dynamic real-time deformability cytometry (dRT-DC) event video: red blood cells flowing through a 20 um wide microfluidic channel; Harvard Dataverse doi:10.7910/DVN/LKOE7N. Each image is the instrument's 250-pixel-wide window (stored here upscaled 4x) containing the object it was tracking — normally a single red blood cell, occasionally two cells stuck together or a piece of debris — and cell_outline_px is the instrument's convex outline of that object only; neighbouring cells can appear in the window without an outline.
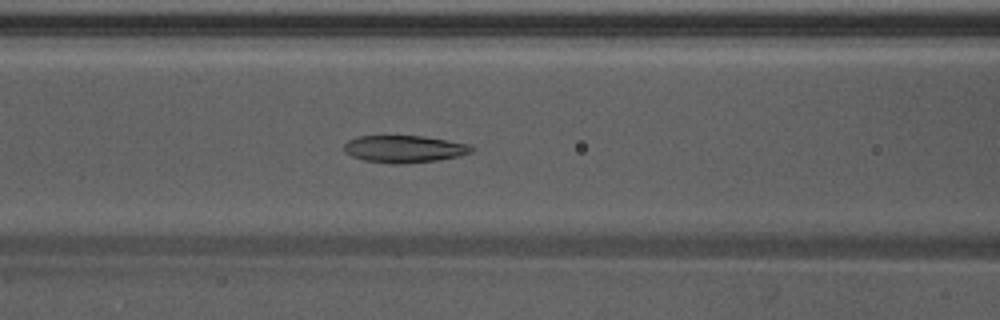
{"species": "Egyptian fruit bat (a non-hibernating species)", "species_latin": "Rousettus aegyptiacus", "temperature_condition": "warm", "stored_images_in_passage": 42, "camera_frame_rate_fps": 3000, "um_per_image_px": 0.085, "animal": {"sex": "male"}, "frame": {"image": 1, "passage_image": 11, "time_ms": 3.333, "image_size_px": [1000, 320], "cell_outline_px": [[476, 148], [472, 152], [460, 156], [440, 160], [396, 164], [388, 164], [364, 160], [352, 156], [344, 152], [344, 144], [348, 140], [360, 136], [424, 136], [472, 144]], "centroid_in_image_um": [34.41, 12.66], "position_along_channel_um": 132.2, "area_um2": 20.46}}
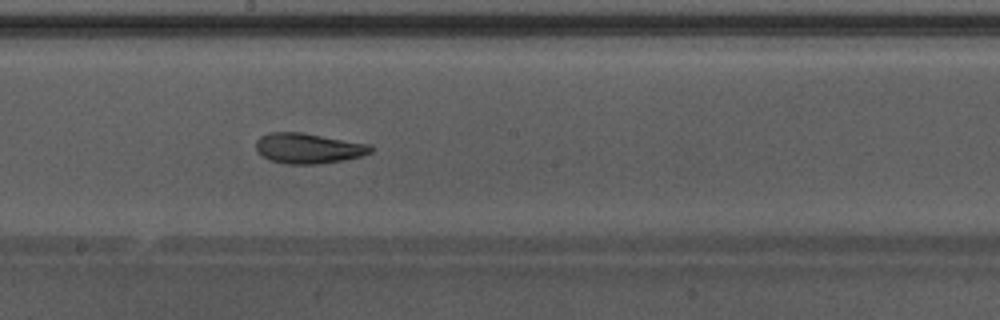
{"frame": {"image": 2, "passage_image": 18, "time_ms": 5.667, "image_size_px": [1000, 320], "cell_outline_px": [[372, 152], [364, 156], [344, 160], [316, 164], [284, 164], [268, 160], [256, 152], [256, 140], [260, 136], [268, 132], [300, 132], [372, 144]], "centroid_in_image_um": [26.2, 12.61], "position_along_channel_um": 222.0, "area_um2": 20.63}}
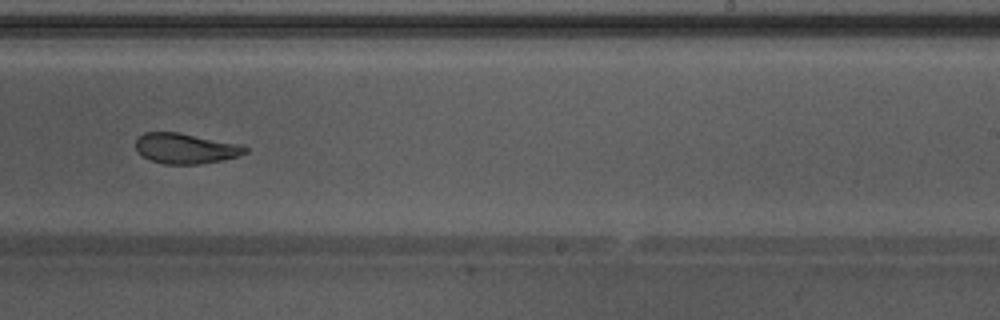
{"frame": {"image": 3, "passage_image": 22, "time_ms": 7.0, "image_size_px": [1000, 320], "cell_outline_px": [[248, 152], [240, 156], [224, 160], [200, 164], [164, 164], [148, 160], [136, 152], [136, 140], [144, 132], [180, 132], [244, 144], [248, 148]], "centroid_in_image_um": [15.82, 12.61], "position_along_channel_um": 273.2, "area_um2": 19.94}, "authors_computed_cell_mechanics": {"area_um2": 21.0103, "velocity_mm_per_s": 3.8522, "shape_relaxation_time_tau1_ms": 7.0381, "shape_relaxation_time_tau2_ms": 1.7243, "deformation_change_tau1": 0.1701, "deformation_change_tau2": 0.0699}}